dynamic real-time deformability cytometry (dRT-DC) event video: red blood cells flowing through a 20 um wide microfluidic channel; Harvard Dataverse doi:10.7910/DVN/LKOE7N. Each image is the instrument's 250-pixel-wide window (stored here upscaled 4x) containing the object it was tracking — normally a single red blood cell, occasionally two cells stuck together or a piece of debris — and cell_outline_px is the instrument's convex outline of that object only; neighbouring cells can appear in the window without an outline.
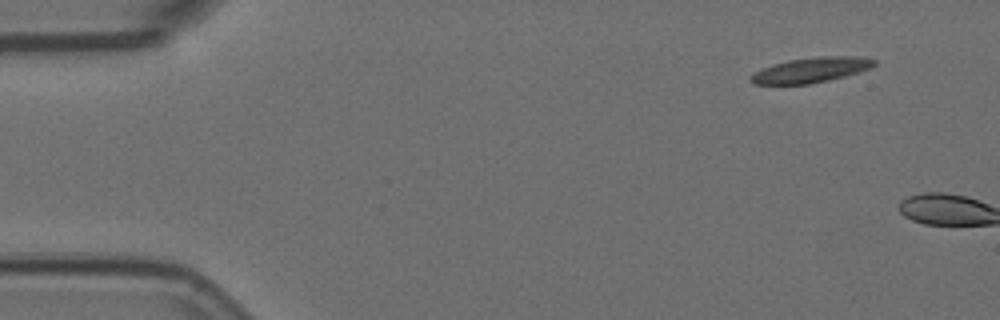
{"species": "Egyptian fruit bat (a non-hibernating species)", "species_latin": "Rousettus aegyptiacus", "temperature_condition": "room temperature", "stored_images_in_passage": 2, "camera_frame_rate_fps": 3000, "um_per_image_px": 0.085, "animal": {"sex": "female"}, "frame": {"image": 1, "passage_image": 1, "time_ms": 0.0, "image_size_px": [1000, 320], "cell_outline_px": [[876, 64], [872, 68], [860, 72], [828, 80], [808, 84], [752, 84], [748, 76], [760, 68], [772, 64], [788, 60], [820, 56], [864, 56], [876, 60]], "centroid_in_image_um": [68.94, 5.94], "position_along_channel_um": 16.1, "area_um2": 18.32}}